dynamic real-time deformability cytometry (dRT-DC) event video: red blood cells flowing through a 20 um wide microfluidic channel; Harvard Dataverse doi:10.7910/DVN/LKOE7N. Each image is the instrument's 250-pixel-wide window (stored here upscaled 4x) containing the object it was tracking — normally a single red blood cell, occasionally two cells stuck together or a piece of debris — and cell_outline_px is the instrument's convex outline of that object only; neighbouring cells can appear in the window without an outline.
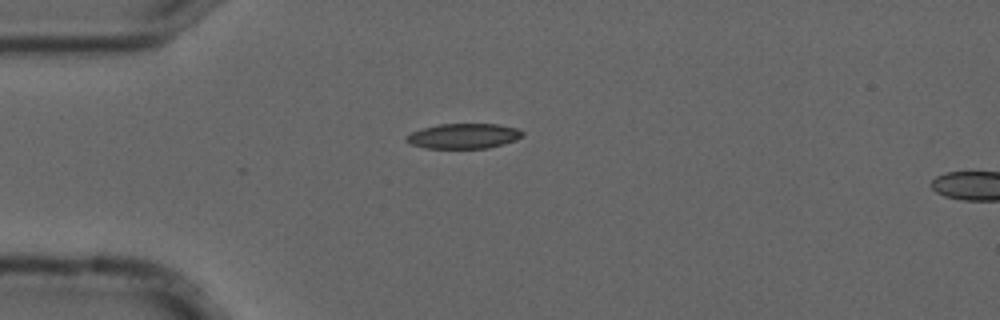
{"species": "common noctule bat (a hibernating species)", "species_latin": "Nyctalus noctula", "temperature_condition": "cold", "stored_images_in_passage": 2, "segment_of_instrument_passage": [1, 2], "camera_frame_rate_fps": 3000, "um_per_image_px": 0.085, "animal": {"sex": "male", "forearm_length_mm": 52.5}, "frame": {"image": 1, "passage_image": 1, "time_ms": 0.0, "image_size_px": [1000, 320], "cell_outline_px": [[524, 136], [516, 140], [504, 144], [488, 148], [424, 148], [412, 144], [404, 140], [404, 136], [412, 132], [424, 128], [440, 124], [500, 124], [520, 128], [524, 132]], "centroid_in_image_um": [39.46, 11.56], "position_along_channel_um": 45.5, "area_um2": 17.17}}